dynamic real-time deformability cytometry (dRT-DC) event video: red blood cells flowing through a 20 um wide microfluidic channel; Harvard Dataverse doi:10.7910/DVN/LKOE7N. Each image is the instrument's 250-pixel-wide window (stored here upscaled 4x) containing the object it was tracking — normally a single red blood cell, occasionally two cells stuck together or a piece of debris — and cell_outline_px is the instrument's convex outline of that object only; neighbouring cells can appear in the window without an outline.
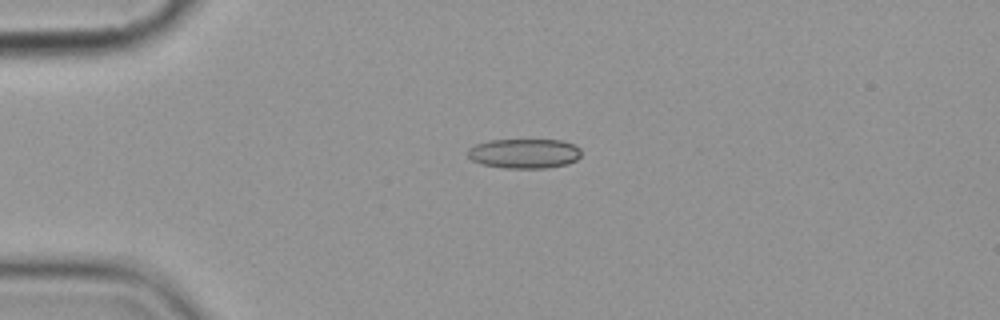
{"species": "common noctule bat (a hibernating species)", "species_latin": "Nyctalus noctula", "temperature_condition": "cold", "stored_images_in_passage": 6, "camera_frame_rate_fps": 3000, "um_per_image_px": 0.085, "animal": {"sex": "female", "body_mass_g": 19.9}, "frame": {"image": 1, "passage_image": 4, "time_ms": 3.667, "image_size_px": [1000, 320], "cell_outline_px": [[580, 156], [576, 160], [568, 164], [548, 168], [504, 168], [480, 164], [472, 160], [468, 156], [468, 148], [476, 144], [488, 140], [564, 140], [580, 148]], "centroid_in_image_um": [44.56, 13.05], "position_along_channel_um": 40.4, "area_um2": 19.77}}
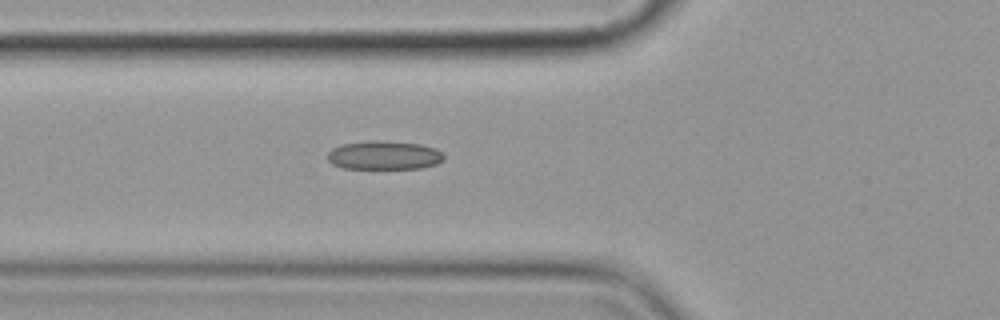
{"frame": {"image": 2, "passage_image": 6, "time_ms": 6.0, "image_size_px": [1000, 320], "cell_outline_px": [[444, 160], [436, 164], [420, 168], [344, 168], [332, 164], [328, 160], [328, 152], [332, 148], [340, 144], [372, 140], [384, 140], [420, 144], [436, 148], [444, 156]], "centroid_in_image_um": [32.64, 13.18], "position_along_channel_um": 93.2, "area_um2": 19.54}}